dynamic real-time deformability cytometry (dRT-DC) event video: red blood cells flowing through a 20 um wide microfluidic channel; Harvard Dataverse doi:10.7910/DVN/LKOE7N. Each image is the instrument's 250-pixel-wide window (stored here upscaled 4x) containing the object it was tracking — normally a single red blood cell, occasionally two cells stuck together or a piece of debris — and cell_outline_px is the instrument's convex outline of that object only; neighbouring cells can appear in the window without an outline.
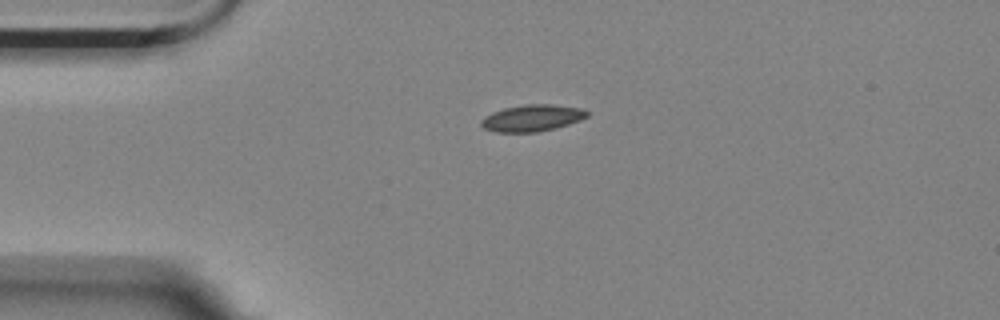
{"species": "Egyptian fruit bat (a non-hibernating species)", "species_latin": "Rousettus aegyptiacus", "temperature_condition": "room temperature", "stored_images_in_passage": 5, "camera_frame_rate_fps": 3000, "um_per_image_px": 0.085, "animal": {"sex": "female"}, "frame": {"image": 1, "passage_image": 5, "time_ms": 1.333, "image_size_px": [1000, 320], "cell_outline_px": [[588, 116], [580, 120], [556, 128], [536, 132], [496, 132], [484, 128], [480, 124], [480, 120], [484, 116], [492, 112], [504, 108], [524, 104], [552, 104], [580, 108], [588, 112]], "centroid_in_image_um": [45.2, 10.03], "position_along_channel_um": 39.8, "area_um2": 16.47}}